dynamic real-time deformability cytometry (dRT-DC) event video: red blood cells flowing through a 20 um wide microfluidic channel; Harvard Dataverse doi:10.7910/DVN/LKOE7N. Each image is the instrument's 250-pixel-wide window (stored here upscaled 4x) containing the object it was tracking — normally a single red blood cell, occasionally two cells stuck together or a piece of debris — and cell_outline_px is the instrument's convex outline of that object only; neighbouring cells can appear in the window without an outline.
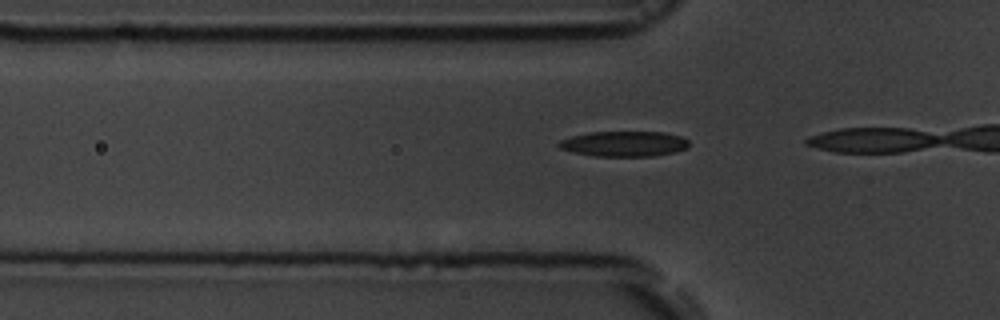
{"species": "common noctule bat (a hibernating species)", "species_latin": "Nyctalus noctula", "temperature_condition": "room temperature", "stored_images_in_passage": 6, "camera_frame_rate_fps": 3000, "um_per_image_px": 0.085, "animal": {"sex": "male", "body_mass_g": 19.5, "forearm_length_mm": 54.6}, "frame": {"image": 1, "passage_image": 3, "time_ms": 0.667, "image_size_px": [1000, 320], "cell_outline_px": [[688, 148], [676, 152], [652, 156], [596, 156], [572, 152], [560, 148], [556, 144], [560, 140], [572, 136], [588, 132], [664, 132], [680, 136], [688, 140]], "centroid_in_image_um": [53.04, 12.22], "position_along_channel_um": 72.8, "area_um2": 19.25}}